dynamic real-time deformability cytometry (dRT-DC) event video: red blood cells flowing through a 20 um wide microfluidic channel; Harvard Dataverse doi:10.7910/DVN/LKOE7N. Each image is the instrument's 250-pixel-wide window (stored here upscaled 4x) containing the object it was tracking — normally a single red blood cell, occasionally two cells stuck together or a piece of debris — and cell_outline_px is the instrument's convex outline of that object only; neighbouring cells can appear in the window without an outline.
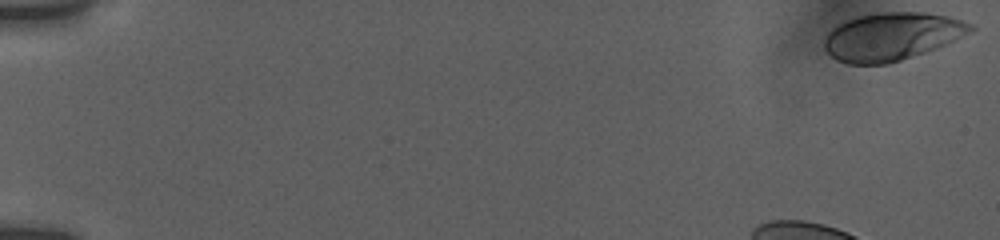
{"species": "human", "species_latin": "Homo sapiens", "temperature_condition": "room temperature", "stored_images_in_passage": 14, "camera_frame_rate_fps": 3000, "um_per_image_px": 0.085, "donor": {"sex": "female"}, "frame": {"image": 1, "passage_image": 1, "time_ms": 0.0, "image_size_px": [1000, 240], "cell_outline_px": [[976, 28], [972, 32], [936, 48], [888, 64], [848, 64], [836, 60], [824, 48], [824, 40], [828, 32], [832, 28], [844, 20], [856, 16], [880, 12], [928, 12], [948, 16], [964, 20], [972, 24]], "centroid_in_image_um": [75.81, 3.08], "position_along_channel_um": 9.2, "area_um2": 40.98}}
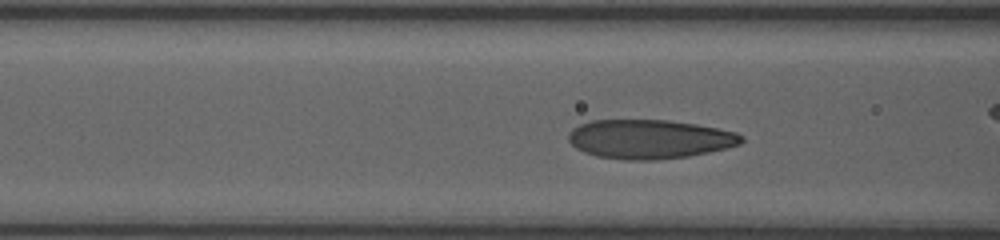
{"frame": {"image": 2, "passage_image": 12, "time_ms": 6.667, "image_size_px": [1000, 240], "cell_outline_px": [[744, 140], [740, 144], [708, 152], [688, 156], [656, 160], [628, 160], [596, 156], [584, 152], [576, 148], [568, 140], [568, 132], [572, 128], [580, 124], [592, 120], [668, 120], [696, 124], [736, 132], [744, 136]], "centroid_in_image_um": [55.18, 11.82], "position_along_channel_um": 111.4, "area_um2": 39.42}}